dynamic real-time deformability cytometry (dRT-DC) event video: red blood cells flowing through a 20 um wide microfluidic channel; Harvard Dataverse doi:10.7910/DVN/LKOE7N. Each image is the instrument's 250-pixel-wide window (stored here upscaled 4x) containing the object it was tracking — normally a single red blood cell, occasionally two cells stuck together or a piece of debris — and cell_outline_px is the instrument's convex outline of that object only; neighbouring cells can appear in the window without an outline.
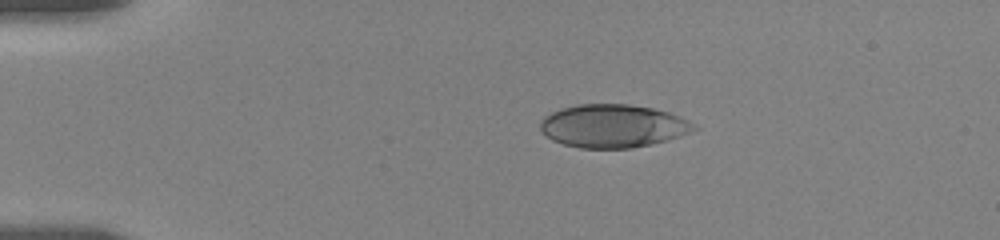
{"species": "human", "species_latin": "Homo sapiens", "temperature_condition": "room temperature", "stored_images_in_passage": 6, "camera_frame_rate_fps": 3000, "um_per_image_px": 0.085, "donor": {"sex": "female"}, "frame": {"image": 1, "passage_image": 1, "time_ms": 0.0, "image_size_px": [1000, 240], "cell_outline_px": [[700, 128], [668, 140], [652, 144], [632, 148], [580, 148], [564, 144], [552, 140], [540, 128], [540, 120], [544, 116], [560, 108], [576, 104], [628, 104], [652, 108], [668, 112]], "centroid_in_image_um": [52.06, 10.71], "position_along_channel_um": 32.9, "area_um2": 38.38}}
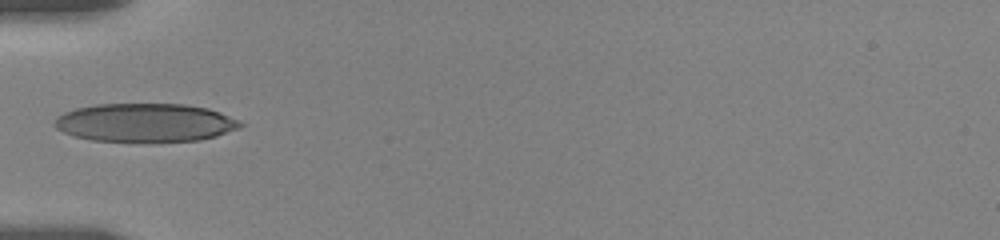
{"frame": {"image": 2, "passage_image": 5, "time_ms": 2.667, "image_size_px": [1000, 240], "cell_outline_px": [[244, 124], [240, 128], [216, 136], [200, 140], [148, 144], [92, 140], [76, 136], [64, 132], [56, 128], [52, 124], [56, 116], [64, 112], [76, 108], [96, 104], [184, 104], [208, 108], [220, 112]], "centroid_in_image_um": [12.32, 10.46], "position_along_channel_um": 72.7, "area_um2": 42.6}}